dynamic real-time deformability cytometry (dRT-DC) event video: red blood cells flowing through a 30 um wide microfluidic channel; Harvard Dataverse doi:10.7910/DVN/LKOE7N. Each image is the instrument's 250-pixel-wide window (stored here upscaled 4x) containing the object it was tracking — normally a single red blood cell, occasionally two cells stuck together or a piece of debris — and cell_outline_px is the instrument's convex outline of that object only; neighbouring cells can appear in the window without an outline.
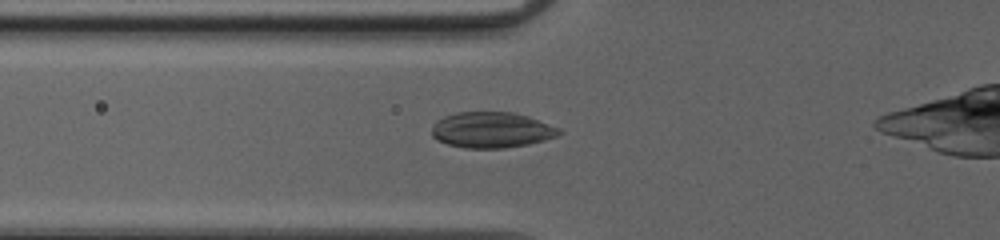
{"species": "common noctule bat (a hibernating species)", "species_latin": "Nyctalus noctula", "temperature_condition": "cold", "stored_images_in_passage": 38, "camera_frame_rate_fps": 3000, "um_per_image_px": 0.085, "animal": {"sex": "female", "body_mass_g": 20.0, "forearm_length_mm": 54.0}, "frame": {"image": 1, "passage_image": 11, "time_ms": 3.333, "image_size_px": [1000, 240], "cell_outline_px": [[564, 132], [560, 136], [528, 144], [504, 148], [464, 148], [448, 144], [436, 140], [432, 136], [432, 124], [436, 120], [444, 116], [456, 112], [512, 112], [528, 116], [560, 128]], "centroid_in_image_um": [41.79, 11.04], "position_along_channel_um": 84.0, "area_um2": 26.82}}
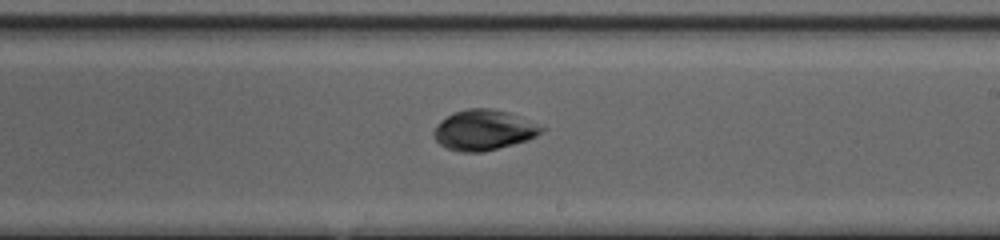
{"frame": {"image": 2, "passage_image": 23, "time_ms": 7.333, "image_size_px": [1000, 240], "cell_outline_px": [[548, 128], [544, 132], [528, 140], [484, 152], [460, 152], [448, 148], [440, 144], [436, 140], [432, 132], [440, 120], [456, 112], [468, 108], [492, 108], [508, 112]], "centroid_in_image_um": [41.14, 11.06], "position_along_channel_um": 247.9, "area_um2": 25.37}}
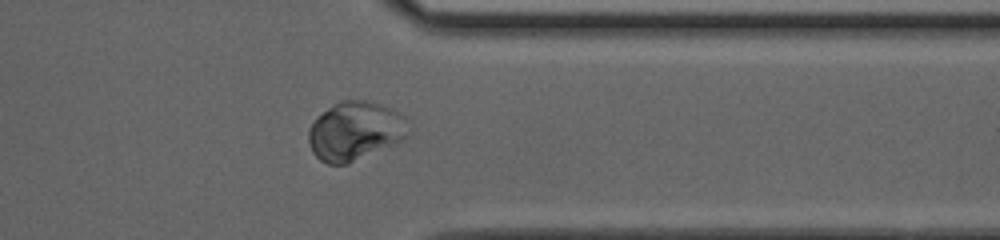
{"frame": {"image": 3, "passage_image": 33, "time_ms": 10.667, "image_size_px": [1000, 240], "cell_outline_px": [[408, 132], [400, 140], [348, 164], [328, 164], [320, 160], [312, 152], [308, 144], [308, 132], [312, 124], [328, 108], [340, 100], [368, 100], [392, 108], [404, 116], [408, 120]], "centroid_in_image_um": [30.17, 11.13], "position_along_channel_um": 381.2, "area_um2": 33.81}}